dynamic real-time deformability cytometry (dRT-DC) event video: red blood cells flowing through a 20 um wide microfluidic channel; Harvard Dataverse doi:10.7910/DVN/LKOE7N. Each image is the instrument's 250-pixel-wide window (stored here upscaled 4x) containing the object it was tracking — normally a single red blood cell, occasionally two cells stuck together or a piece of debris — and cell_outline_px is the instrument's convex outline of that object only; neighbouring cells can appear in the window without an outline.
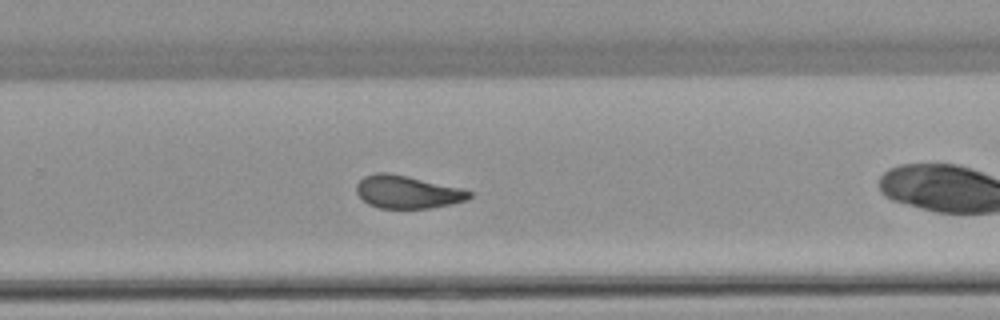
{"species": "common noctule bat (a hibernating species)", "species_latin": "Nyctalus noctula", "temperature_condition": "warm", "stored_images_in_passage": 35, "camera_frame_rate_fps": 3000, "um_per_image_px": 0.085, "animal": {"sex": "female", "body_mass_g": 22.7, "forearm_length_mm": 54.2}, "frame": {"image": 1, "passage_image": 20, "time_ms": 6.333, "image_size_px": [1000, 320], "cell_outline_px": [[472, 196], [468, 200], [452, 204], [428, 208], [380, 208], [368, 204], [356, 192], [356, 184], [364, 176], [376, 172], [388, 172], [460, 188], [472, 192]], "centroid_in_image_um": [34.61, 16.32], "position_along_channel_um": 295.2, "area_um2": 21.44}}